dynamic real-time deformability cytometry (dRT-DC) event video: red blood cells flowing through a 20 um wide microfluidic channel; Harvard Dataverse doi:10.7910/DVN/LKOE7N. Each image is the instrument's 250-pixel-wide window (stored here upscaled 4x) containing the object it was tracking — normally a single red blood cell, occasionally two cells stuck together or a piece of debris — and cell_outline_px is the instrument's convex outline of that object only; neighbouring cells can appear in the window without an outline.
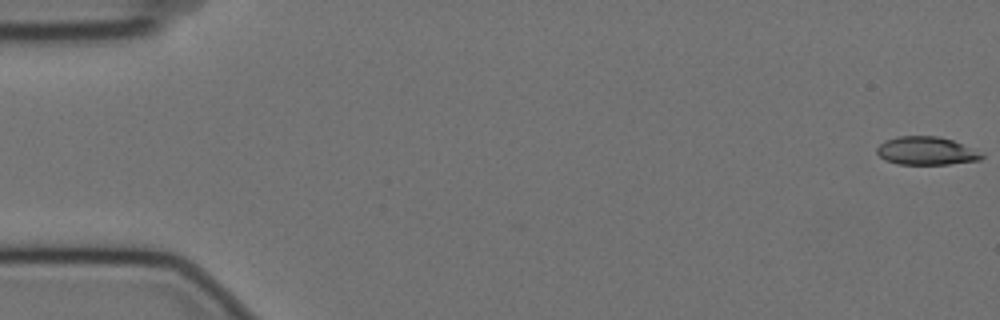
{"species": "Egyptian fruit bat (a non-hibernating species)", "species_latin": "Rousettus aegyptiacus", "temperature_condition": "cold", "stored_images_in_passage": 58, "camera_frame_rate_fps": 3000, "um_per_image_px": 0.085, "animal": {"sex": "female"}, "frame": {"image": 1, "passage_image": 1, "time_ms": 0.0, "image_size_px": [1000, 320], "cell_outline_px": [[984, 156], [980, 160], [948, 164], [896, 164], [884, 160], [876, 152], [876, 148], [884, 140], [896, 136], [936, 136], [952, 140], [984, 152]], "centroid_in_image_um": [78.73, 12.82], "position_along_channel_um": 6.3, "area_um2": 17.4}}
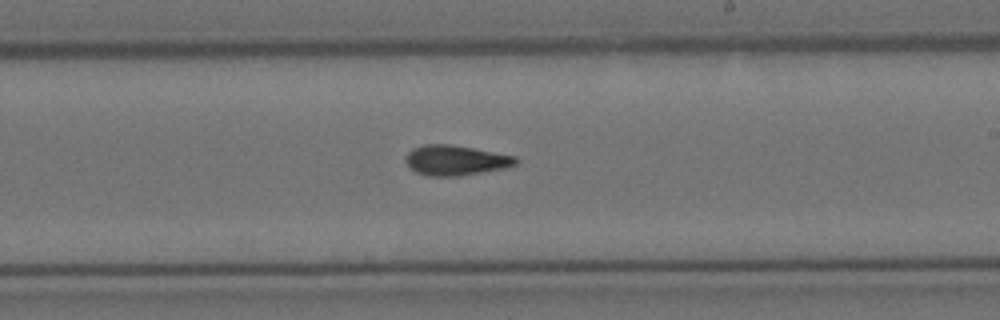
{"frame": {"image": 2, "passage_image": 34, "time_ms": 11.0, "image_size_px": [1000, 320], "cell_outline_px": [[520, 160], [516, 164], [504, 168], [460, 176], [428, 176], [416, 172], [404, 160], [408, 152], [412, 148], [424, 144], [452, 144], [516, 156]], "centroid_in_image_um": [38.73, 13.62], "position_along_channel_um": 250.3, "area_um2": 19.36}}
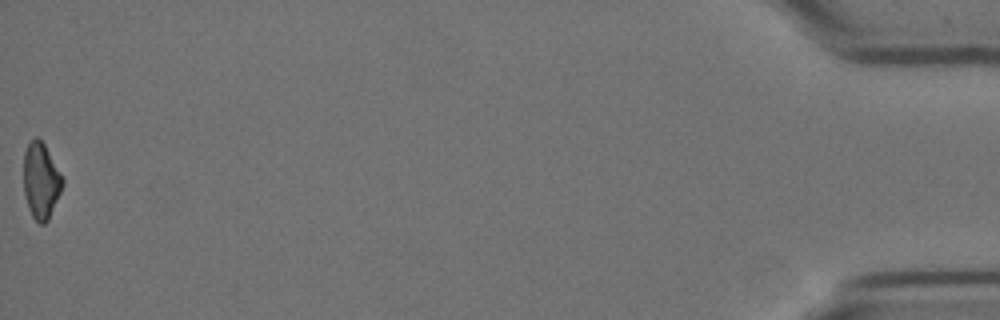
{"frame": {"image": 3, "passage_image": 58, "time_ms": 19.0, "image_size_px": [1000, 320], "cell_outline_px": [[64, 184], [48, 220], [44, 224], [40, 224], [32, 216], [28, 208], [24, 192], [24, 152], [28, 144], [36, 136], [44, 144], [64, 180]], "centroid_in_image_um": [3.48, 15.38], "position_along_channel_um": 431.7, "area_um2": 16.99}, "authors_computed_cell_mechanics": {"area_um2": 18.3226, "velocity_mm_per_s": 3.5255, "shape_relaxation_time_tau1_ms": 10.0344, "shape_relaxation_time_tau2_ms": 5.618, "deformation_change_tau1": 0.221, "deformation_change_tau2": 0.1467}}